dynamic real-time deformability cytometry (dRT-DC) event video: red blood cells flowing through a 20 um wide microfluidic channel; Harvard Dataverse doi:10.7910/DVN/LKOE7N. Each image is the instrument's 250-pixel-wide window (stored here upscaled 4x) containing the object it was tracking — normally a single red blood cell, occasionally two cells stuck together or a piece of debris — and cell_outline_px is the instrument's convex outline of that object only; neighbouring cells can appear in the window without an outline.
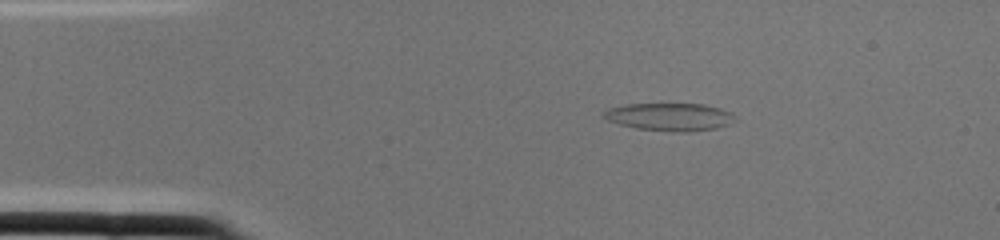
{"species": "common noctule bat (a hibernating species)", "species_latin": "Nyctalus noctula", "temperature_condition": "cold", "stored_images_in_passage": 1, "camera_frame_rate_fps": 3000, "um_per_image_px": 0.085, "animal": {"sex": "female", "body_mass_g": 22.0, "forearm_length_mm": 56.7}, "frame": {"image": 1, "passage_image": 1, "time_ms": 0.0, "image_size_px": [1000, 240], "cell_outline_px": [[736, 120], [732, 124], [716, 128], [688, 132], [676, 132], [636, 128], [620, 124], [608, 120], [600, 116], [608, 108], [628, 104], [704, 104], [720, 108], [736, 116]], "centroid_in_image_um": [56.95, 9.94], "position_along_channel_um": 28.1, "area_um2": 21.27}}